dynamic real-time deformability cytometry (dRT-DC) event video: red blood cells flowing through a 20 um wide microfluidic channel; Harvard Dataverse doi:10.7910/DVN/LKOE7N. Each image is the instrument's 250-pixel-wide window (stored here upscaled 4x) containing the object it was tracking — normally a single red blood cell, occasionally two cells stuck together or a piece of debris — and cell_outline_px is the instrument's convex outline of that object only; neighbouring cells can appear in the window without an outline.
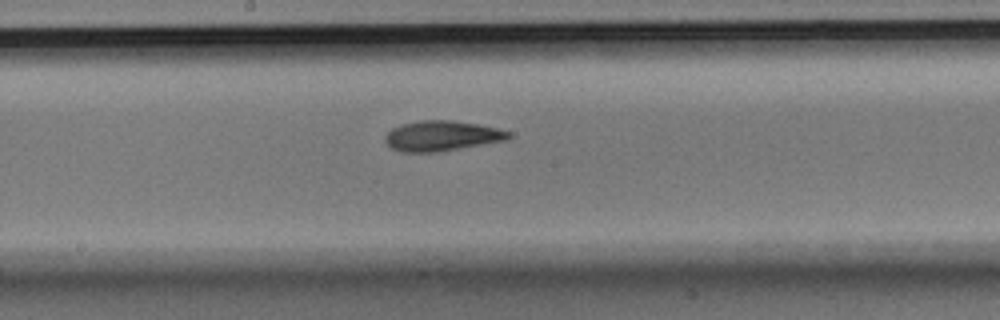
{"species": "Egyptian fruit bat (a non-hibernating species)", "species_latin": "Rousettus aegyptiacus", "temperature_condition": "room temperature", "stored_images_in_passage": 10, "segment_of_instrument_passage": [2, 2], "camera_frame_rate_fps": 3000, "um_per_image_px": 0.085, "animal": {"sex": "male"}, "frame": {"image": 1, "passage_image": 10, "time_ms": 3.0, "image_size_px": [1000, 320], "cell_outline_px": [[512, 136], [508, 140], [440, 152], [400, 152], [392, 148], [384, 140], [384, 136], [392, 128], [400, 124], [420, 120], [452, 120], [476, 124], [496, 128], [512, 132]], "centroid_in_image_um": [37.56, 11.55], "position_along_channel_um": 210.6, "area_um2": 21.96}}